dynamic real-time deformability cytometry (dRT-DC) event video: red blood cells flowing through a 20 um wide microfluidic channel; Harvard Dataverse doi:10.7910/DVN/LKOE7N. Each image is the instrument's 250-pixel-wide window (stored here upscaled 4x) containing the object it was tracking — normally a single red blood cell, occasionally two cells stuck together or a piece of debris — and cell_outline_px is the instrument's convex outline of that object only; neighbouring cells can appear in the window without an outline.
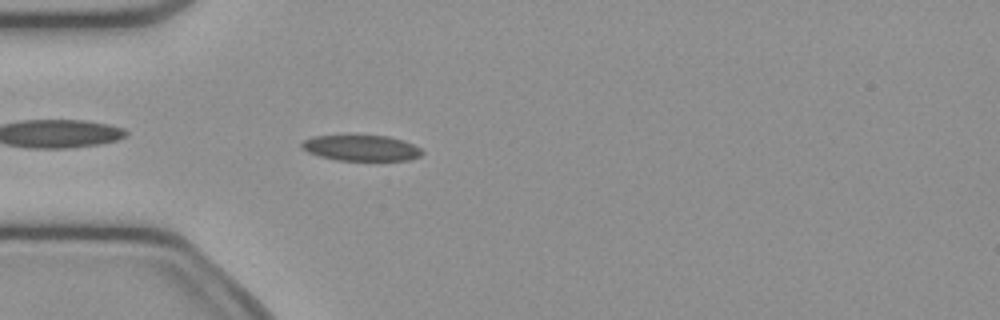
{"species": "common noctule bat (a hibernating species)", "species_latin": "Nyctalus noctula", "temperature_condition": "cold", "stored_images_in_passage": 4, "camera_frame_rate_fps": 3000, "um_per_image_px": 0.085, "animal": {"sex": "female", "body_mass_g": 21.9}, "frame": {"image": 1, "passage_image": 4, "time_ms": 3.667, "image_size_px": [1000, 320], "cell_outline_px": [[424, 152], [420, 156], [408, 160], [336, 160], [320, 156], [308, 152], [300, 144], [304, 140], [312, 136], [388, 136], [412, 144], [420, 148]], "centroid_in_image_um": [30.71, 12.58], "position_along_channel_um": 54.3, "area_um2": 17.74}}